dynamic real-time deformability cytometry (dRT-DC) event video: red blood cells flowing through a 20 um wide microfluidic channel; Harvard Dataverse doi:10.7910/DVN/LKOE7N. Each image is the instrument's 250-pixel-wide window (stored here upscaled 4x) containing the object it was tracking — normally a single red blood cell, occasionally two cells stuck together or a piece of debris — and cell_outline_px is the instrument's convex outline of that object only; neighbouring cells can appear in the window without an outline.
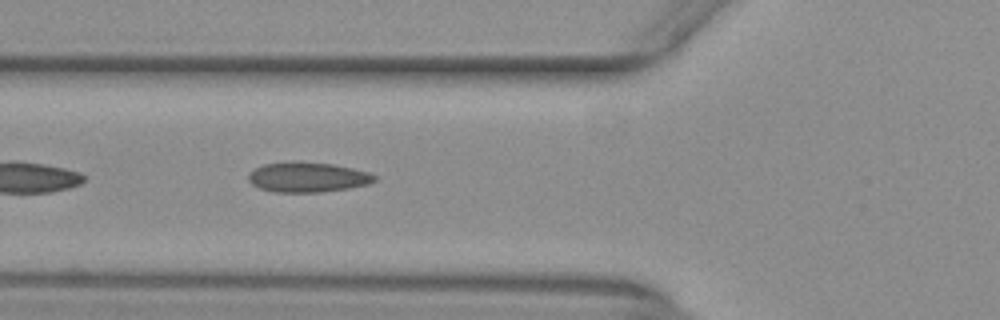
{"species": "common noctule bat (a hibernating species)", "species_latin": "Nyctalus noctula", "temperature_condition": "warm", "stored_images_in_passage": 52, "camera_frame_rate_fps": 3000, "um_per_image_px": 0.085, "animal": {"sex": "female", "body_mass_g": 29.2, "forearm_length_mm": 56.3}, "frame": {"image": 1, "passage_image": 20, "time_ms": 6.333, "image_size_px": [1000, 320], "cell_outline_px": [[376, 180], [368, 184], [348, 188], [320, 192], [272, 192], [260, 188], [252, 184], [248, 180], [248, 176], [256, 168], [264, 164], [292, 160], [332, 164], [352, 168], [368, 172], [376, 176]], "centroid_in_image_um": [26.13, 15.05], "position_along_channel_um": 99.7, "area_um2": 22.08}}
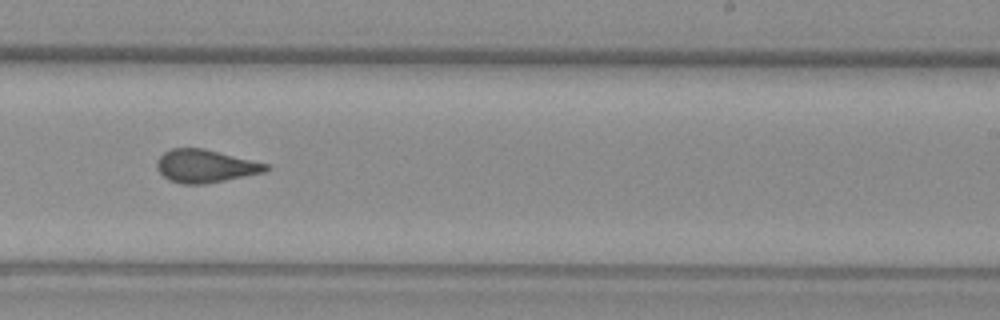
{"frame": {"image": 2, "passage_image": 33, "time_ms": 10.667, "image_size_px": [1000, 320], "cell_outline_px": [[268, 168], [264, 172], [204, 184], [184, 184], [168, 180], [156, 168], [156, 160], [164, 152], [172, 148], [204, 148], [268, 164]], "centroid_in_image_um": [17.4, 14.11], "position_along_channel_um": 271.6, "area_um2": 20.75}}
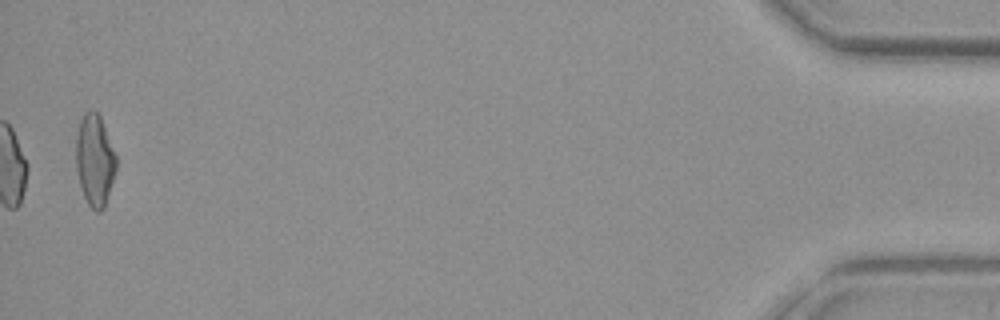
{"frame": {"image": 3, "passage_image": 52, "time_ms": 17.0, "image_size_px": [1000, 320], "cell_outline_px": [[116, 172], [104, 208], [100, 212], [96, 212], [88, 204], [84, 196], [80, 184], [76, 168], [76, 136], [80, 120], [84, 112], [92, 108], [100, 116], [116, 156]], "centroid_in_image_um": [8.05, 13.61], "position_along_channel_um": 427.2, "area_um2": 21.44}, "authors_computed_cell_mechanics": {"area_um2": 21.386, "velocity_mm_per_s": 3.9628, "shape_relaxation_time_tau1_ms": null, "shape_relaxation_time_tau2_ms": 1.1917, "deformation_change_tau1": null, "deformation_change_tau2": 0.0932}}